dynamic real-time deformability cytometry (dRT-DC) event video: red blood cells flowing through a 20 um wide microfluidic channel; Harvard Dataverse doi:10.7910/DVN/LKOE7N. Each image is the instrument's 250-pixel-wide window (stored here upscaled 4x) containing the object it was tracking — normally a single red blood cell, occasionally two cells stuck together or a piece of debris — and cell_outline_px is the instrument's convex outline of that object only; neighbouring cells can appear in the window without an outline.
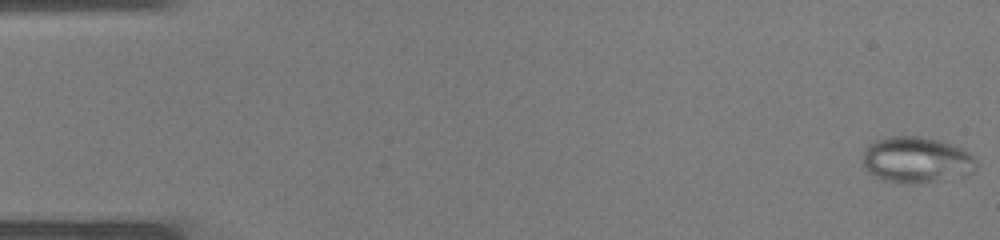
{"species": "common noctule bat (a hibernating species)", "species_latin": "Nyctalus noctula", "temperature_condition": "warm", "stored_images_in_passage": 7, "camera_frame_rate_fps": 3000, "um_per_image_px": 0.085, "animal": {"sex": "male", "body_mass_g": 19.0, "forearm_length_mm": 50.8}, "frame": {"image": 1, "passage_image": 1, "time_ms": 0.0, "image_size_px": [1000, 240], "cell_outline_px": [[976, 164], [972, 172], [968, 176], [908, 184], [880, 180], [868, 172], [860, 160], [868, 144], [876, 140], [888, 136], [920, 136], [940, 140], [960, 148], [968, 152], [976, 160]], "centroid_in_image_um": [77.85, 13.59], "position_along_channel_um": 7.1, "area_um2": 30.75}}